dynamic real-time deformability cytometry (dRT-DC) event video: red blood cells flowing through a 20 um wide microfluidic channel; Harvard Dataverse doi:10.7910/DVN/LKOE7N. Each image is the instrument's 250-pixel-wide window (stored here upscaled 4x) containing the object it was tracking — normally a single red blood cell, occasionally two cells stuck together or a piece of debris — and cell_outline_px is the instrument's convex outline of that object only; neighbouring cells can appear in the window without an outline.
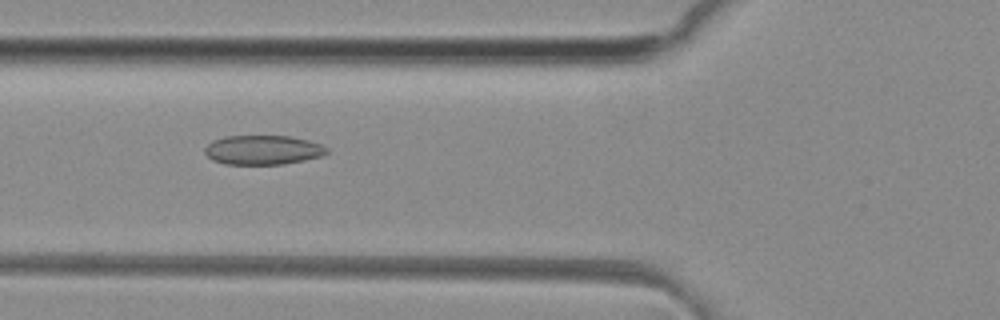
{"species": "common noctule bat (a hibernating species)", "species_latin": "Nyctalus noctula", "temperature_condition": "room temperature", "stored_images_in_passage": 33, "camera_frame_rate_fps": 3000, "um_per_image_px": 0.085, "animal": {"sex": "female", "body_mass_g": 29.2, "forearm_length_mm": 56.3}, "frame": {"image": 1, "passage_image": 9, "time_ms": 2.667, "image_size_px": [1000, 320], "cell_outline_px": [[328, 152], [324, 156], [284, 164], [224, 164], [212, 160], [204, 152], [204, 148], [212, 140], [224, 136], [288, 136], [308, 140], [320, 144], [328, 148]], "centroid_in_image_um": [22.34, 12.75], "position_along_channel_um": 103.5, "area_um2": 20.98}}
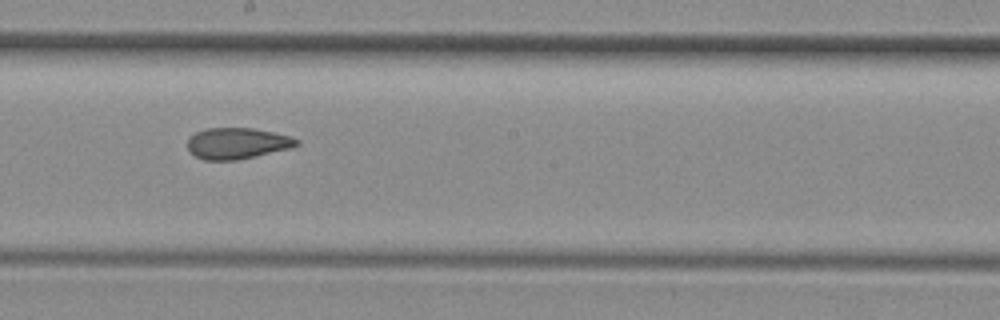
{"frame": {"image": 2, "passage_image": 18, "time_ms": 5.667, "image_size_px": [1000, 320], "cell_outline_px": [[300, 144], [288, 148], [236, 160], [204, 160], [196, 156], [188, 148], [188, 140], [196, 132], [204, 128], [252, 128], [276, 132], [300, 140]], "centroid_in_image_um": [20.16, 12.17], "position_along_channel_um": 228.0, "area_um2": 19.54}}
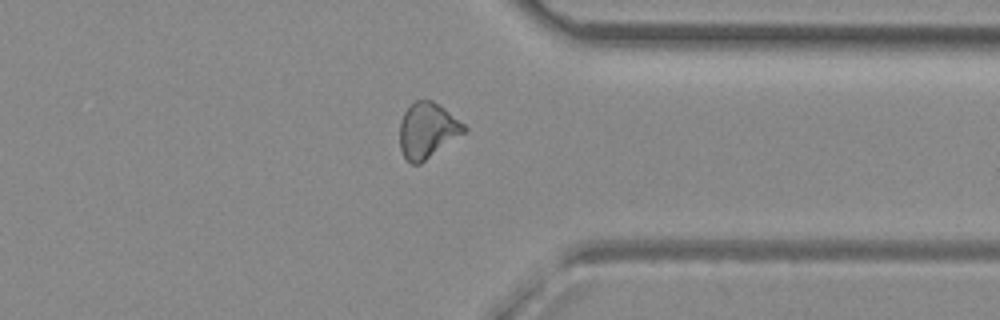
{"frame": {"image": 3, "passage_image": 29, "time_ms": 9.333, "image_size_px": [1000, 320], "cell_outline_px": [[468, 128], [464, 132], [420, 164], [412, 164], [404, 156], [400, 148], [400, 124], [404, 112], [416, 100], [432, 100], [444, 108], [464, 124]], "centroid_in_image_um": [36.31, 11.08], "position_along_channel_um": 375.1, "area_um2": 20.35}, "authors_computed_cell_mechanics": {"area_um2": 20.519, "velocity_mm_per_s": 4.1479, "shape_relaxation_time_tau1_ms": null, "shape_relaxation_time_tau2_ms": 2.7791, "deformation_change_tau1": null, "deformation_change_tau2": 0.0884}}